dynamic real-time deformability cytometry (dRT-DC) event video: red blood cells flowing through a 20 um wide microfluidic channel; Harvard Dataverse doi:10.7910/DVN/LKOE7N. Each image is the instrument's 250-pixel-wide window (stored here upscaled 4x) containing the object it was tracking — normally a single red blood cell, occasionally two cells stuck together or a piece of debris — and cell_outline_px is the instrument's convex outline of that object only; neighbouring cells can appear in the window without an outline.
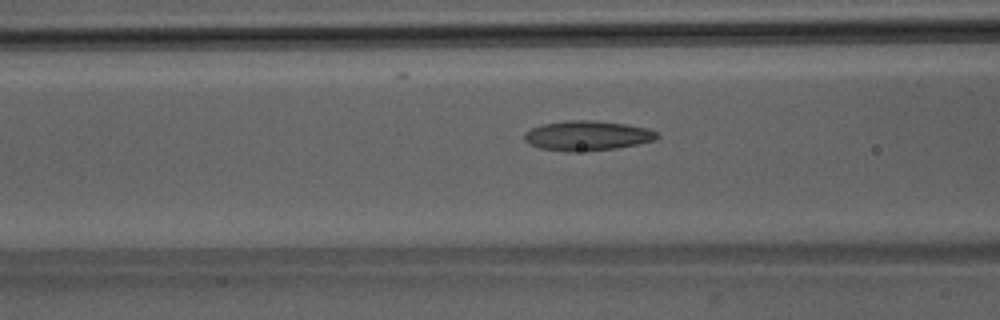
{"species": "Egyptian fruit bat (a non-hibernating species)", "species_latin": "Rousettus aegyptiacus", "temperature_condition": "room temperature", "stored_images_in_passage": 35, "camera_frame_rate_fps": 3000, "um_per_image_px": 0.085, "animal": {"sex": "male"}, "frame": {"image": 1, "passage_image": 5, "time_ms": 1.333, "image_size_px": [1000, 320], "cell_outline_px": [[660, 136], [656, 140], [616, 148], [572, 152], [540, 148], [524, 140], [524, 132], [532, 128], [544, 124], [564, 120], [592, 120], [624, 124], [648, 128], [656, 132]], "centroid_in_image_um": [49.92, 11.52], "position_along_channel_um": 116.7, "area_um2": 22.83}}
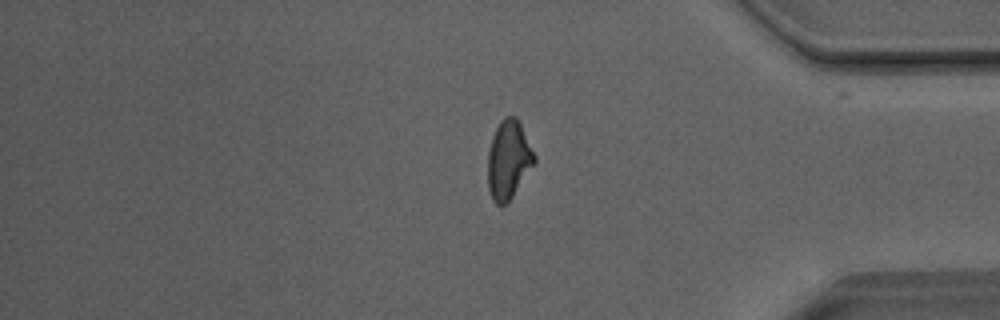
{"frame": {"image": 2, "passage_image": 27, "time_ms": 8.667, "image_size_px": [1000, 320], "cell_outline_px": [[536, 164], [512, 196], [504, 204], [496, 204], [492, 200], [488, 188], [488, 152], [492, 136], [500, 120], [504, 116], [516, 116], [536, 156]], "centroid_in_image_um": [43.23, 13.57], "position_along_channel_um": 392.0, "area_um2": 21.33}}
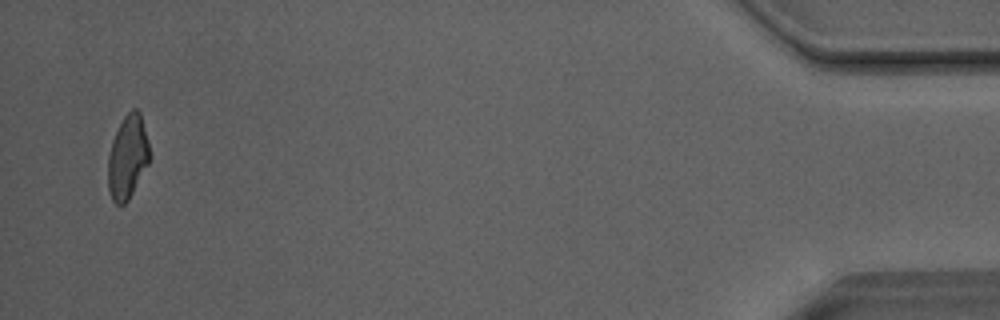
{"frame": {"image": 3, "passage_image": 34, "time_ms": 11.0, "image_size_px": [1000, 320], "cell_outline_px": [[148, 164], [128, 200], [124, 204], [116, 204], [112, 200], [108, 188], [108, 156], [112, 140], [124, 116], [132, 108], [136, 108], [140, 112], [148, 140]], "centroid_in_image_um": [10.83, 13.35], "position_along_channel_um": 424.4, "area_um2": 19.94}}